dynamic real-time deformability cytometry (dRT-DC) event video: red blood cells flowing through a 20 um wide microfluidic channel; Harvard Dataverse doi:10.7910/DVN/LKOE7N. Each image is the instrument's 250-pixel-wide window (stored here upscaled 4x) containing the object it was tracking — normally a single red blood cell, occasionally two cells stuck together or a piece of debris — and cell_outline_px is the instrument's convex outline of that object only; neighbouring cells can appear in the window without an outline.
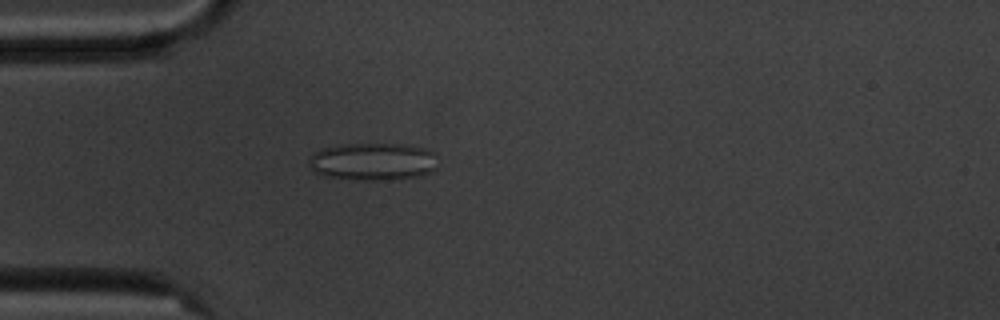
{"species": "common noctule bat (a hibernating species)", "species_latin": "Nyctalus noctula", "temperature_condition": "cold", "stored_images_in_passage": 5, "camera_frame_rate_fps": 3000, "um_per_image_px": 0.085, "animal": {"sex": "male", "body_mass_g": 20.1, "forearm_length_mm": 53.5}, "frame": {"image": 1, "passage_image": 5, "time_ms": 4.667, "image_size_px": [1000, 320], "cell_outline_px": [[436, 168], [432, 172], [420, 176], [376, 180], [356, 180], [320, 176], [308, 164], [308, 160], [312, 152], [320, 148], [344, 144], [400, 144], [428, 148], [436, 152]], "centroid_in_image_um": [31.68, 13.73], "position_along_channel_um": 53.3, "area_um2": 28.67}}